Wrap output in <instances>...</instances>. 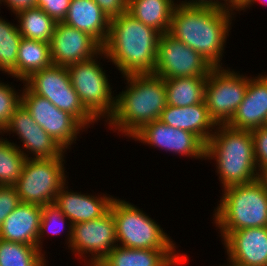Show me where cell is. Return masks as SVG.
Masks as SVG:
<instances>
[{
  "mask_svg": "<svg viewBox=\"0 0 267 266\" xmlns=\"http://www.w3.org/2000/svg\"><path fill=\"white\" fill-rule=\"evenodd\" d=\"M234 10L177 3L168 33L201 54L214 67H222L223 53L236 14Z\"/></svg>",
  "mask_w": 267,
  "mask_h": 266,
  "instance_id": "1",
  "label": "cell"
},
{
  "mask_svg": "<svg viewBox=\"0 0 267 266\" xmlns=\"http://www.w3.org/2000/svg\"><path fill=\"white\" fill-rule=\"evenodd\" d=\"M161 33L137 20L128 11L110 19L109 35L103 45L107 62L122 76L153 73Z\"/></svg>",
  "mask_w": 267,
  "mask_h": 266,
  "instance_id": "2",
  "label": "cell"
},
{
  "mask_svg": "<svg viewBox=\"0 0 267 266\" xmlns=\"http://www.w3.org/2000/svg\"><path fill=\"white\" fill-rule=\"evenodd\" d=\"M125 90L116 96L109 129L131 138L145 124L160 118L167 106L164 79L154 73L125 75Z\"/></svg>",
  "mask_w": 267,
  "mask_h": 266,
  "instance_id": "3",
  "label": "cell"
},
{
  "mask_svg": "<svg viewBox=\"0 0 267 266\" xmlns=\"http://www.w3.org/2000/svg\"><path fill=\"white\" fill-rule=\"evenodd\" d=\"M205 160H214L222 189L257 179L254 143L250 130L217 125L205 144Z\"/></svg>",
  "mask_w": 267,
  "mask_h": 266,
  "instance_id": "4",
  "label": "cell"
},
{
  "mask_svg": "<svg viewBox=\"0 0 267 266\" xmlns=\"http://www.w3.org/2000/svg\"><path fill=\"white\" fill-rule=\"evenodd\" d=\"M213 211V224L222 240L232 231L267 227V191L255 180L222 190Z\"/></svg>",
  "mask_w": 267,
  "mask_h": 266,
  "instance_id": "5",
  "label": "cell"
},
{
  "mask_svg": "<svg viewBox=\"0 0 267 266\" xmlns=\"http://www.w3.org/2000/svg\"><path fill=\"white\" fill-rule=\"evenodd\" d=\"M110 211L115 221L117 246L133 249H176L169 234L136 205L114 197Z\"/></svg>",
  "mask_w": 267,
  "mask_h": 266,
  "instance_id": "6",
  "label": "cell"
},
{
  "mask_svg": "<svg viewBox=\"0 0 267 266\" xmlns=\"http://www.w3.org/2000/svg\"><path fill=\"white\" fill-rule=\"evenodd\" d=\"M101 56V57H100ZM106 59L102 49L96 56L67 66L71 85L85 109L99 122L113 115L116 96L100 59ZM99 59V61H98Z\"/></svg>",
  "mask_w": 267,
  "mask_h": 266,
  "instance_id": "7",
  "label": "cell"
},
{
  "mask_svg": "<svg viewBox=\"0 0 267 266\" xmlns=\"http://www.w3.org/2000/svg\"><path fill=\"white\" fill-rule=\"evenodd\" d=\"M65 163L64 157L26 159L22 174L14 185L20 203L40 206L54 203L61 187L68 181Z\"/></svg>",
  "mask_w": 267,
  "mask_h": 266,
  "instance_id": "8",
  "label": "cell"
},
{
  "mask_svg": "<svg viewBox=\"0 0 267 266\" xmlns=\"http://www.w3.org/2000/svg\"><path fill=\"white\" fill-rule=\"evenodd\" d=\"M24 84L35 94L47 98L59 110L67 111L85 128L98 121L85 109L71 85L66 66L52 64L33 73Z\"/></svg>",
  "mask_w": 267,
  "mask_h": 266,
  "instance_id": "9",
  "label": "cell"
},
{
  "mask_svg": "<svg viewBox=\"0 0 267 266\" xmlns=\"http://www.w3.org/2000/svg\"><path fill=\"white\" fill-rule=\"evenodd\" d=\"M226 68L214 67L206 81L205 102L216 125L230 122L248 87V76Z\"/></svg>",
  "mask_w": 267,
  "mask_h": 266,
  "instance_id": "10",
  "label": "cell"
},
{
  "mask_svg": "<svg viewBox=\"0 0 267 266\" xmlns=\"http://www.w3.org/2000/svg\"><path fill=\"white\" fill-rule=\"evenodd\" d=\"M21 104L66 152L78 140L81 132L87 130L67 111L59 110L47 98L33 93L23 82ZM70 147V148H69Z\"/></svg>",
  "mask_w": 267,
  "mask_h": 266,
  "instance_id": "11",
  "label": "cell"
},
{
  "mask_svg": "<svg viewBox=\"0 0 267 266\" xmlns=\"http://www.w3.org/2000/svg\"><path fill=\"white\" fill-rule=\"evenodd\" d=\"M214 66L201 54L168 32L161 34L154 74L163 79L207 77Z\"/></svg>",
  "mask_w": 267,
  "mask_h": 266,
  "instance_id": "12",
  "label": "cell"
},
{
  "mask_svg": "<svg viewBox=\"0 0 267 266\" xmlns=\"http://www.w3.org/2000/svg\"><path fill=\"white\" fill-rule=\"evenodd\" d=\"M115 246H117L115 221L110 209L97 219L72 225L68 249L74 252L75 257L78 255V259L84 257V265L98 264Z\"/></svg>",
  "mask_w": 267,
  "mask_h": 266,
  "instance_id": "13",
  "label": "cell"
},
{
  "mask_svg": "<svg viewBox=\"0 0 267 266\" xmlns=\"http://www.w3.org/2000/svg\"><path fill=\"white\" fill-rule=\"evenodd\" d=\"M3 132L7 135L14 133L21 139L16 147L26 159H52L65 157L66 151L40 126L31 114L21 104L4 126ZM12 132V133H11ZM23 147V148H22ZM22 148V149H21ZM31 154V155H30ZM30 155V156H29Z\"/></svg>",
  "mask_w": 267,
  "mask_h": 266,
  "instance_id": "14",
  "label": "cell"
},
{
  "mask_svg": "<svg viewBox=\"0 0 267 266\" xmlns=\"http://www.w3.org/2000/svg\"><path fill=\"white\" fill-rule=\"evenodd\" d=\"M131 139L166 153L205 160V144L195 134L169 126L159 119L145 124Z\"/></svg>",
  "mask_w": 267,
  "mask_h": 266,
  "instance_id": "15",
  "label": "cell"
},
{
  "mask_svg": "<svg viewBox=\"0 0 267 266\" xmlns=\"http://www.w3.org/2000/svg\"><path fill=\"white\" fill-rule=\"evenodd\" d=\"M103 46L90 34L57 22L50 42L54 65L68 66L96 56Z\"/></svg>",
  "mask_w": 267,
  "mask_h": 266,
  "instance_id": "16",
  "label": "cell"
},
{
  "mask_svg": "<svg viewBox=\"0 0 267 266\" xmlns=\"http://www.w3.org/2000/svg\"><path fill=\"white\" fill-rule=\"evenodd\" d=\"M221 241L230 260L242 266H267V227L232 231Z\"/></svg>",
  "mask_w": 267,
  "mask_h": 266,
  "instance_id": "17",
  "label": "cell"
},
{
  "mask_svg": "<svg viewBox=\"0 0 267 266\" xmlns=\"http://www.w3.org/2000/svg\"><path fill=\"white\" fill-rule=\"evenodd\" d=\"M267 123V73L248 77L243 101L227 124L229 127L252 130Z\"/></svg>",
  "mask_w": 267,
  "mask_h": 266,
  "instance_id": "18",
  "label": "cell"
},
{
  "mask_svg": "<svg viewBox=\"0 0 267 266\" xmlns=\"http://www.w3.org/2000/svg\"><path fill=\"white\" fill-rule=\"evenodd\" d=\"M68 182L58 192L54 204L72 224L91 221L103 216L110 208L114 196L82 194L68 189Z\"/></svg>",
  "mask_w": 267,
  "mask_h": 266,
  "instance_id": "19",
  "label": "cell"
},
{
  "mask_svg": "<svg viewBox=\"0 0 267 266\" xmlns=\"http://www.w3.org/2000/svg\"><path fill=\"white\" fill-rule=\"evenodd\" d=\"M188 261L187 253L176 249H133L115 246L99 266H180Z\"/></svg>",
  "mask_w": 267,
  "mask_h": 266,
  "instance_id": "20",
  "label": "cell"
},
{
  "mask_svg": "<svg viewBox=\"0 0 267 266\" xmlns=\"http://www.w3.org/2000/svg\"><path fill=\"white\" fill-rule=\"evenodd\" d=\"M43 206L20 203L3 221L0 239L37 246Z\"/></svg>",
  "mask_w": 267,
  "mask_h": 266,
  "instance_id": "21",
  "label": "cell"
},
{
  "mask_svg": "<svg viewBox=\"0 0 267 266\" xmlns=\"http://www.w3.org/2000/svg\"><path fill=\"white\" fill-rule=\"evenodd\" d=\"M159 120L174 128L195 134L204 144L208 142L217 127L209 115L206 102L185 107L167 105Z\"/></svg>",
  "mask_w": 267,
  "mask_h": 266,
  "instance_id": "22",
  "label": "cell"
},
{
  "mask_svg": "<svg viewBox=\"0 0 267 266\" xmlns=\"http://www.w3.org/2000/svg\"><path fill=\"white\" fill-rule=\"evenodd\" d=\"M63 22L90 34L102 46L107 41L110 19L94 0H71Z\"/></svg>",
  "mask_w": 267,
  "mask_h": 266,
  "instance_id": "23",
  "label": "cell"
},
{
  "mask_svg": "<svg viewBox=\"0 0 267 266\" xmlns=\"http://www.w3.org/2000/svg\"><path fill=\"white\" fill-rule=\"evenodd\" d=\"M176 2L175 0H128L127 11L143 24L164 34L169 31Z\"/></svg>",
  "mask_w": 267,
  "mask_h": 266,
  "instance_id": "24",
  "label": "cell"
},
{
  "mask_svg": "<svg viewBox=\"0 0 267 266\" xmlns=\"http://www.w3.org/2000/svg\"><path fill=\"white\" fill-rule=\"evenodd\" d=\"M50 43L22 37L16 64V80L24 82L33 73L51 66Z\"/></svg>",
  "mask_w": 267,
  "mask_h": 266,
  "instance_id": "25",
  "label": "cell"
},
{
  "mask_svg": "<svg viewBox=\"0 0 267 266\" xmlns=\"http://www.w3.org/2000/svg\"><path fill=\"white\" fill-rule=\"evenodd\" d=\"M207 77L164 79L167 105L185 107L205 102Z\"/></svg>",
  "mask_w": 267,
  "mask_h": 266,
  "instance_id": "26",
  "label": "cell"
},
{
  "mask_svg": "<svg viewBox=\"0 0 267 266\" xmlns=\"http://www.w3.org/2000/svg\"><path fill=\"white\" fill-rule=\"evenodd\" d=\"M17 27L22 37L50 43L56 21L40 7L26 8L15 13Z\"/></svg>",
  "mask_w": 267,
  "mask_h": 266,
  "instance_id": "27",
  "label": "cell"
},
{
  "mask_svg": "<svg viewBox=\"0 0 267 266\" xmlns=\"http://www.w3.org/2000/svg\"><path fill=\"white\" fill-rule=\"evenodd\" d=\"M45 258L37 246L0 239V266H46Z\"/></svg>",
  "mask_w": 267,
  "mask_h": 266,
  "instance_id": "28",
  "label": "cell"
},
{
  "mask_svg": "<svg viewBox=\"0 0 267 266\" xmlns=\"http://www.w3.org/2000/svg\"><path fill=\"white\" fill-rule=\"evenodd\" d=\"M0 16V71L16 79V64L22 36L17 27Z\"/></svg>",
  "mask_w": 267,
  "mask_h": 266,
  "instance_id": "29",
  "label": "cell"
},
{
  "mask_svg": "<svg viewBox=\"0 0 267 266\" xmlns=\"http://www.w3.org/2000/svg\"><path fill=\"white\" fill-rule=\"evenodd\" d=\"M0 138V185L14 186L22 174L25 156L14 142Z\"/></svg>",
  "mask_w": 267,
  "mask_h": 266,
  "instance_id": "30",
  "label": "cell"
},
{
  "mask_svg": "<svg viewBox=\"0 0 267 266\" xmlns=\"http://www.w3.org/2000/svg\"><path fill=\"white\" fill-rule=\"evenodd\" d=\"M68 225V226H67ZM72 223L71 221L60 211V209L54 204H47L43 206L42 208V215H41V222H40V229H39V235L37 238V247L43 251V241H44V235L46 233L49 235L57 236L59 234L64 233V230H67V234L65 238L67 239L65 244L68 246L70 245L71 235H72ZM67 226L68 228H66Z\"/></svg>",
  "mask_w": 267,
  "mask_h": 266,
  "instance_id": "31",
  "label": "cell"
},
{
  "mask_svg": "<svg viewBox=\"0 0 267 266\" xmlns=\"http://www.w3.org/2000/svg\"><path fill=\"white\" fill-rule=\"evenodd\" d=\"M0 81V125L4 126L9 122L13 112L21 105L22 88L15 90L12 85Z\"/></svg>",
  "mask_w": 267,
  "mask_h": 266,
  "instance_id": "32",
  "label": "cell"
},
{
  "mask_svg": "<svg viewBox=\"0 0 267 266\" xmlns=\"http://www.w3.org/2000/svg\"><path fill=\"white\" fill-rule=\"evenodd\" d=\"M19 204L20 200L15 186L0 185V227Z\"/></svg>",
  "mask_w": 267,
  "mask_h": 266,
  "instance_id": "33",
  "label": "cell"
},
{
  "mask_svg": "<svg viewBox=\"0 0 267 266\" xmlns=\"http://www.w3.org/2000/svg\"><path fill=\"white\" fill-rule=\"evenodd\" d=\"M250 132L254 143L255 163L259 169L267 165V127L254 128Z\"/></svg>",
  "mask_w": 267,
  "mask_h": 266,
  "instance_id": "34",
  "label": "cell"
},
{
  "mask_svg": "<svg viewBox=\"0 0 267 266\" xmlns=\"http://www.w3.org/2000/svg\"><path fill=\"white\" fill-rule=\"evenodd\" d=\"M70 1L71 0H46L40 8L56 22H63L69 9Z\"/></svg>",
  "mask_w": 267,
  "mask_h": 266,
  "instance_id": "35",
  "label": "cell"
},
{
  "mask_svg": "<svg viewBox=\"0 0 267 266\" xmlns=\"http://www.w3.org/2000/svg\"><path fill=\"white\" fill-rule=\"evenodd\" d=\"M109 19L117 17L128 9V0H94Z\"/></svg>",
  "mask_w": 267,
  "mask_h": 266,
  "instance_id": "36",
  "label": "cell"
},
{
  "mask_svg": "<svg viewBox=\"0 0 267 266\" xmlns=\"http://www.w3.org/2000/svg\"><path fill=\"white\" fill-rule=\"evenodd\" d=\"M1 3L7 5L13 14L26 8L35 7V0H1Z\"/></svg>",
  "mask_w": 267,
  "mask_h": 266,
  "instance_id": "37",
  "label": "cell"
},
{
  "mask_svg": "<svg viewBox=\"0 0 267 266\" xmlns=\"http://www.w3.org/2000/svg\"><path fill=\"white\" fill-rule=\"evenodd\" d=\"M177 3L183 5H208V6H217L218 7V0H177Z\"/></svg>",
  "mask_w": 267,
  "mask_h": 266,
  "instance_id": "38",
  "label": "cell"
},
{
  "mask_svg": "<svg viewBox=\"0 0 267 266\" xmlns=\"http://www.w3.org/2000/svg\"><path fill=\"white\" fill-rule=\"evenodd\" d=\"M256 180L267 191V165L261 166L258 169Z\"/></svg>",
  "mask_w": 267,
  "mask_h": 266,
  "instance_id": "39",
  "label": "cell"
},
{
  "mask_svg": "<svg viewBox=\"0 0 267 266\" xmlns=\"http://www.w3.org/2000/svg\"><path fill=\"white\" fill-rule=\"evenodd\" d=\"M242 3L243 0H218V7H228L236 11Z\"/></svg>",
  "mask_w": 267,
  "mask_h": 266,
  "instance_id": "40",
  "label": "cell"
},
{
  "mask_svg": "<svg viewBox=\"0 0 267 266\" xmlns=\"http://www.w3.org/2000/svg\"><path fill=\"white\" fill-rule=\"evenodd\" d=\"M256 2H259L261 4L263 3V4L267 5V0H245L236 11L239 12V13L242 10H243V12L244 11L246 12V10L248 8L250 9V7H252V5H254Z\"/></svg>",
  "mask_w": 267,
  "mask_h": 266,
  "instance_id": "41",
  "label": "cell"
},
{
  "mask_svg": "<svg viewBox=\"0 0 267 266\" xmlns=\"http://www.w3.org/2000/svg\"><path fill=\"white\" fill-rule=\"evenodd\" d=\"M226 259H227V264L226 265L220 264L219 266H242V265L230 260L228 257Z\"/></svg>",
  "mask_w": 267,
  "mask_h": 266,
  "instance_id": "42",
  "label": "cell"
},
{
  "mask_svg": "<svg viewBox=\"0 0 267 266\" xmlns=\"http://www.w3.org/2000/svg\"><path fill=\"white\" fill-rule=\"evenodd\" d=\"M46 0H35V7H41Z\"/></svg>",
  "mask_w": 267,
  "mask_h": 266,
  "instance_id": "43",
  "label": "cell"
},
{
  "mask_svg": "<svg viewBox=\"0 0 267 266\" xmlns=\"http://www.w3.org/2000/svg\"><path fill=\"white\" fill-rule=\"evenodd\" d=\"M4 135V132H3V127L0 125V135ZM1 138V137H0Z\"/></svg>",
  "mask_w": 267,
  "mask_h": 266,
  "instance_id": "44",
  "label": "cell"
},
{
  "mask_svg": "<svg viewBox=\"0 0 267 266\" xmlns=\"http://www.w3.org/2000/svg\"><path fill=\"white\" fill-rule=\"evenodd\" d=\"M86 266H99L98 264H87Z\"/></svg>",
  "mask_w": 267,
  "mask_h": 266,
  "instance_id": "45",
  "label": "cell"
}]
</instances>
